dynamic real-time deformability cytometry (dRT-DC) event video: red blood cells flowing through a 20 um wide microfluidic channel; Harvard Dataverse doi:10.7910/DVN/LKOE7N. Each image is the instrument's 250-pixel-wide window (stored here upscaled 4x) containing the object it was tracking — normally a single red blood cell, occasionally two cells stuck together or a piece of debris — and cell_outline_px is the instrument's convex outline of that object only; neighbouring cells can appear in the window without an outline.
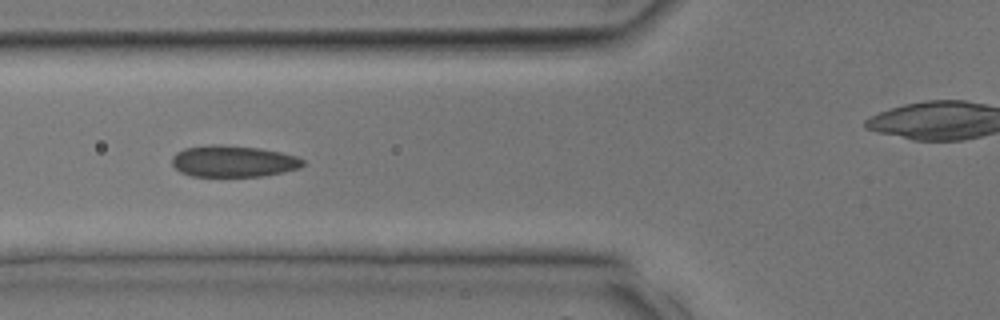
{"species": "common noctule bat (a hibernating species)", "species_latin": "Nyctalus noctula", "temperature_condition": "room temperature", "stored_images_in_passage": 24, "camera_frame_rate_fps": 3000, "um_per_image_px": 0.085, "animal": {"sex": "male", "body_mass_g": 17.9, "forearm_length_mm": 54.2}, "frame": {"image": 1, "passage_image": 6, "time_ms": 1.667, "image_size_px": [1000, 320], "cell_outline_px": [[304, 164], [300, 168], [260, 176], [192, 176], [180, 172], [172, 164], [172, 156], [176, 152], [184, 148], [212, 144], [220, 144], [260, 148], [280, 152], [296, 156], [304, 160]], "centroid_in_image_um": [19.8, 13.69], "position_along_channel_um": 106.0, "area_um2": 23.99}}
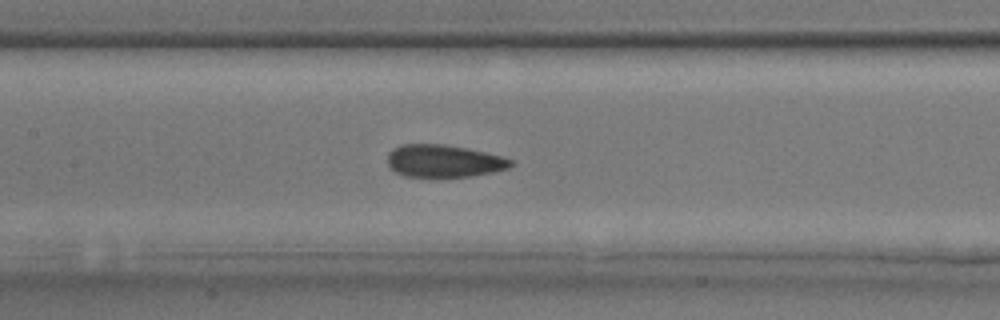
{"frame": {"image": 2, "passage_image": 9, "time_ms": 2.667, "image_size_px": [1000, 320], "cell_outline_px": [[512, 164], [508, 168], [492, 172], [472, 176], [436, 180], [404, 176], [396, 172], [388, 164], [388, 152], [392, 148], [400, 144], [444, 144], [468, 148], [504, 156], [512, 160]], "centroid_in_image_um": [37.7, 13.72], "position_along_channel_um": 169.7, "area_um2": 24.28}}
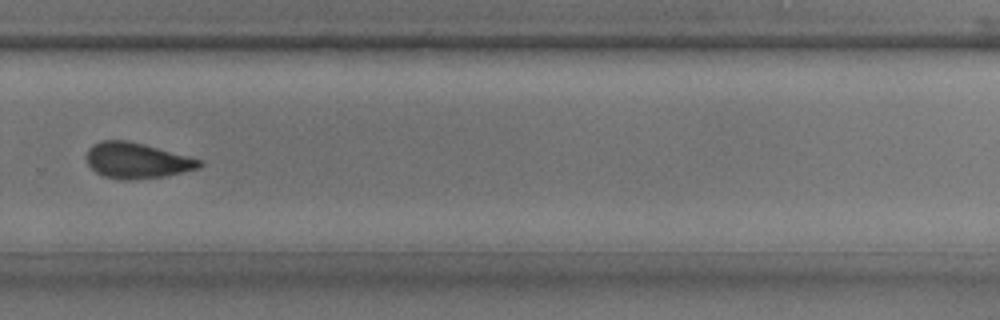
{"frame": {"image": 3, "passage_image": 16, "time_ms": 5.0, "image_size_px": [1000, 320], "cell_outline_px": [[204, 164], [200, 168], [164, 176], [132, 180], [124, 180], [104, 176], [96, 172], [88, 164], [88, 148], [92, 144], [100, 140], [128, 140], [144, 144], [204, 160]], "centroid_in_image_um": [11.67, 13.64], "position_along_channel_um": 318.1, "area_um2": 23.52}}